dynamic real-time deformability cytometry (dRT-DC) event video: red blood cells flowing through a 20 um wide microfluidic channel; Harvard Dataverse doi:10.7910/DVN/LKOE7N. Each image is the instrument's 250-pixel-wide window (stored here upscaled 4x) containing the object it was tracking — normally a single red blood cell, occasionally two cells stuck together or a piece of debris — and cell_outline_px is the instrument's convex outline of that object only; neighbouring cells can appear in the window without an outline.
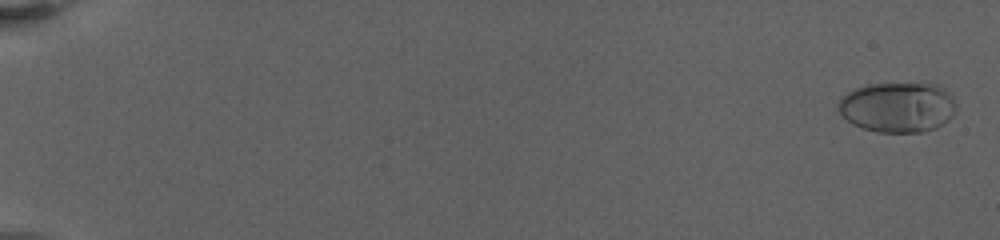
{"species": "human", "species_latin": "Homo sapiens", "temperature_condition": "warm", "stored_images_in_passage": 28, "camera_frame_rate_fps": 3000, "um_per_image_px": 0.085, "donor": {"sex": "female"}, "frame": {"image": 1, "passage_image": 2, "time_ms": 0.333, "image_size_px": [1000, 240], "cell_outline_px": [[952, 116], [948, 120], [936, 128], [920, 132], [876, 132], [860, 128], [852, 124], [840, 112], [840, 96], [856, 88], [868, 84], [940, 84], [952, 96]], "centroid_in_image_um": [76.27, 9.12], "position_along_channel_um": 8.7, "area_um2": 34.1}}
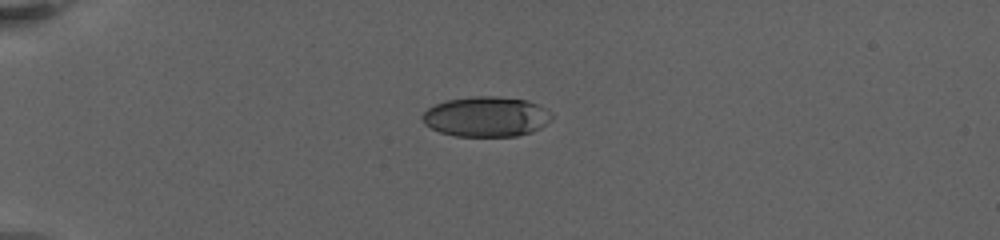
{"frame": {"image": 2, "passage_image": 20, "time_ms": 6.333, "image_size_px": [1000, 240], "cell_outline_px": [[552, 116], [540, 128], [532, 132], [516, 136], [456, 136], [440, 132], [424, 124], [424, 112], [428, 108], [436, 104], [448, 100], [472, 96], [496, 96], [528, 100], [544, 108]], "centroid_in_image_um": [41.32, 9.91], "position_along_channel_um": 43.7, "area_um2": 29.88}}